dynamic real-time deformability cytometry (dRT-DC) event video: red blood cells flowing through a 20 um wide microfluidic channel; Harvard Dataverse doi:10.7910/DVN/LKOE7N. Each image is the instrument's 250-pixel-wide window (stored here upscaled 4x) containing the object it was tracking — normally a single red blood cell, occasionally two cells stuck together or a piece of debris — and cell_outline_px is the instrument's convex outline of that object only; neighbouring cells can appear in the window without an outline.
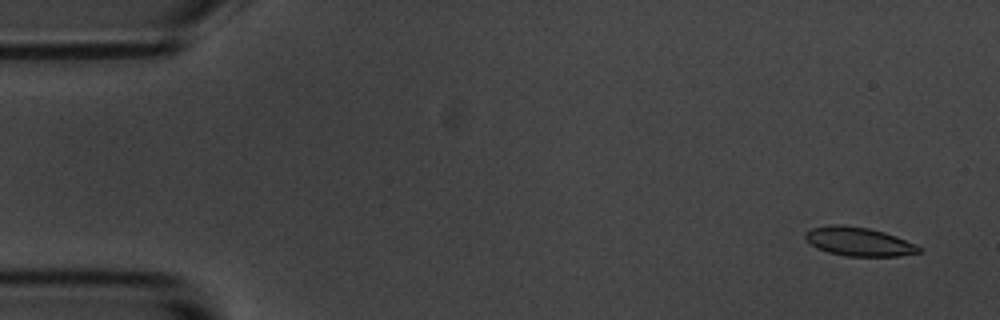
{"species": "common noctule bat (a hibernating species)", "species_latin": "Nyctalus noctula", "temperature_condition": "room temperature", "stored_images_in_passage": 6, "camera_frame_rate_fps": 3000, "um_per_image_px": 0.085, "animal": {"sex": "male", "body_mass_g": 20.1, "forearm_length_mm": 53.5}, "frame": {"image": 1, "passage_image": 1, "time_ms": 0.0, "image_size_px": [1000, 320], "cell_outline_px": [[920, 252], [900, 256], [844, 256], [828, 252], [816, 248], [804, 236], [804, 232], [812, 228], [832, 224], [844, 224], [868, 228], [884, 232], [896, 236], [916, 244], [920, 248]], "centroid_in_image_um": [72.98, 20.53], "position_along_channel_um": 12.0, "area_um2": 19.07}}
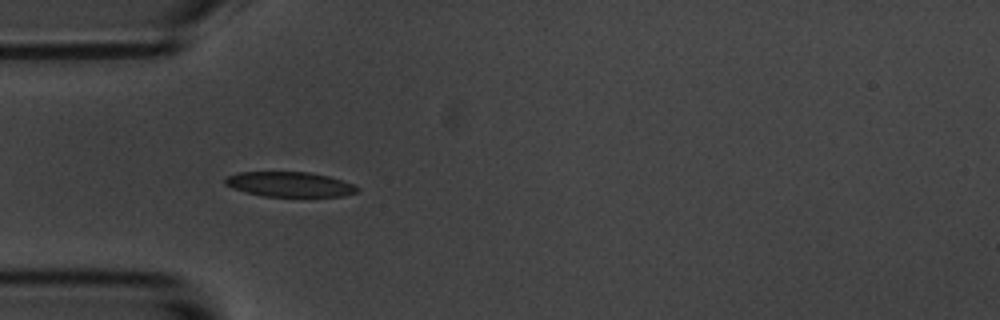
{"frame": {"image": 2, "passage_image": 5, "time_ms": 4.667, "image_size_px": [1000, 320], "cell_outline_px": [[360, 188], [356, 192], [344, 196], [264, 196], [232, 188], [224, 184], [224, 180], [228, 176], [236, 172], [308, 172], [328, 176], [352, 184]], "centroid_in_image_um": [24.59, 15.66], "position_along_channel_um": 60.4, "area_um2": 18.96}}